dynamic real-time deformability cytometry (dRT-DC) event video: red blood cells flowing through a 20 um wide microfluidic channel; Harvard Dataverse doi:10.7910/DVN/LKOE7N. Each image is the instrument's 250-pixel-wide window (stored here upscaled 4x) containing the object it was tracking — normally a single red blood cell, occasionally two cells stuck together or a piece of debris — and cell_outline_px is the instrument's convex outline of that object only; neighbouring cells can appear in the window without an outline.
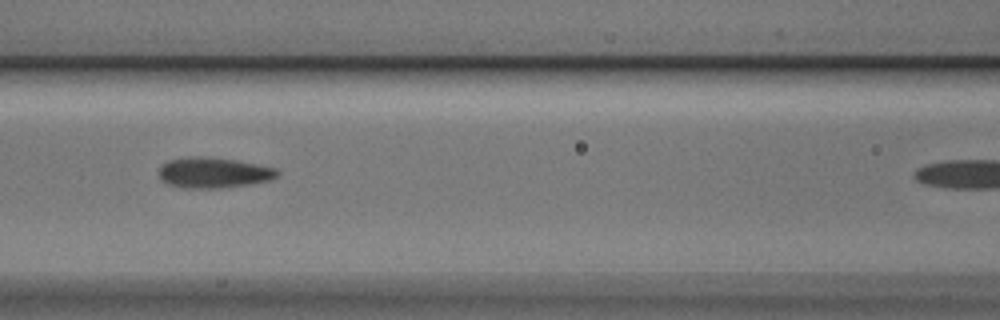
{"species": "Egyptian fruit bat (a non-hibernating species)", "species_latin": "Rousettus aegyptiacus", "temperature_condition": "cold", "stored_images_in_passage": 4, "camera_frame_rate_fps": 3000, "um_per_image_px": 0.085, "animal": {"sex": "male"}, "frame": {"image": 1, "passage_image": 3, "time_ms": 0.667, "image_size_px": [1000, 320], "cell_outline_px": [[280, 176], [272, 180], [252, 184], [220, 188], [180, 188], [168, 184], [160, 180], [160, 164], [168, 160], [192, 156], [200, 156], [236, 160], [276, 168], [280, 172]], "centroid_in_image_um": [18.17, 14.69], "position_along_channel_um": 148.4, "area_um2": 21.39}}